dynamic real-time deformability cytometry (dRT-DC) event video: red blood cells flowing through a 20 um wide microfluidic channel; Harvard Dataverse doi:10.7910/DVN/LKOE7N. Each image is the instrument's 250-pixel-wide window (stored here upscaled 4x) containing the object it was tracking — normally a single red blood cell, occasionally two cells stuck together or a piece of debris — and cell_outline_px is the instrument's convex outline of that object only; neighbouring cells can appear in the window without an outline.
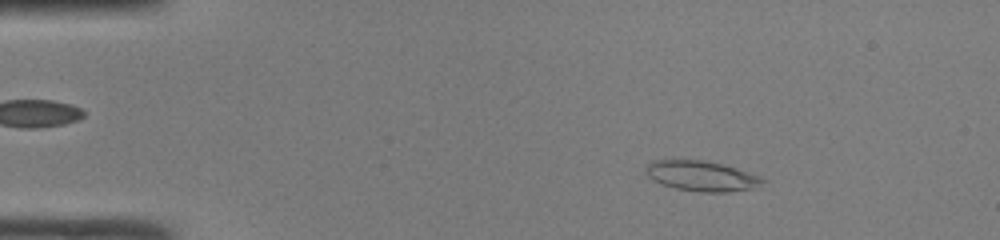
{"species": "common noctule bat (a hibernating species)", "species_latin": "Nyctalus noctula", "temperature_condition": "room temperature", "stored_images_in_passage": 47, "camera_frame_rate_fps": 3000, "um_per_image_px": 0.085, "animal": {"sex": "male", "body_mass_g": 19.0, "forearm_length_mm": 50.8}, "frame": {"image": 1, "passage_image": 7, "time_ms": 2.0, "image_size_px": [1000, 240], "cell_outline_px": [[768, 180], [752, 188], [728, 192], [700, 192], [676, 188], [652, 180], [644, 172], [644, 168], [652, 160], [704, 160], [736, 168], [760, 176]], "centroid_in_image_um": [59.61, 14.95], "position_along_channel_um": 25.4, "area_um2": 20.46}}
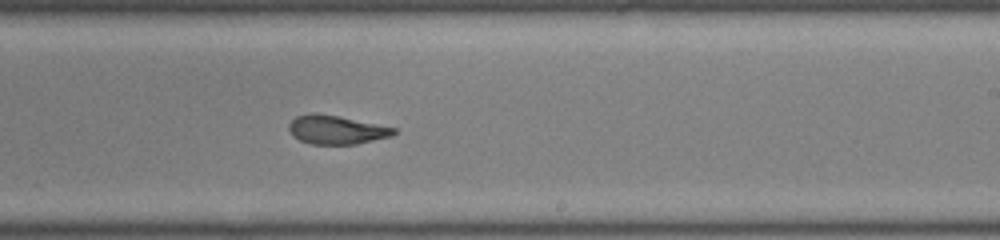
{"frame": {"image": 2, "passage_image": 29, "time_ms": 9.333, "image_size_px": [1000, 240], "cell_outline_px": [[396, 132], [392, 136], [356, 144], [312, 144], [300, 140], [292, 136], [288, 128], [288, 124], [296, 116], [312, 112], [340, 116], [396, 128]], "centroid_in_image_um": [28.57, 11.02], "position_along_channel_um": 260.4, "area_um2": 17.63}}
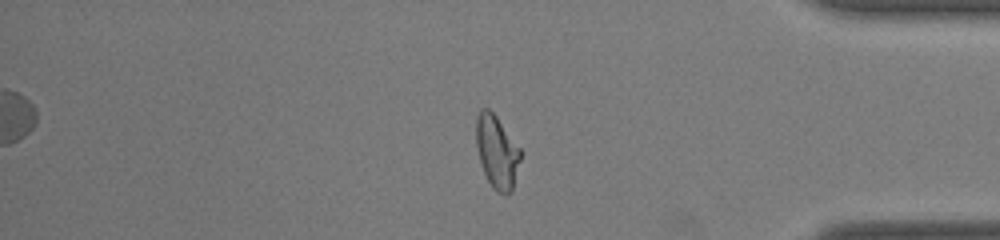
{"frame": {"image": 3, "passage_image": 40, "time_ms": 13.0, "image_size_px": [1000, 240], "cell_outline_px": [[520, 160], [512, 192], [504, 196], [496, 192], [492, 188], [484, 172], [480, 160], [476, 144], [476, 116], [480, 108], [488, 108], [496, 116], [520, 148]], "centroid_in_image_um": [42.23, 12.92], "position_along_channel_um": 393.0, "area_um2": 18.84}, "authors_computed_cell_mechanics": {"area_um2": 19.1896, "velocity_mm_per_s": 4.2238, "shape_relaxation_time_tau1_ms": null, "shape_relaxation_time_tau2_ms": 2.0623, "deformation_change_tau1": null, "deformation_change_tau2": 0.0942}}